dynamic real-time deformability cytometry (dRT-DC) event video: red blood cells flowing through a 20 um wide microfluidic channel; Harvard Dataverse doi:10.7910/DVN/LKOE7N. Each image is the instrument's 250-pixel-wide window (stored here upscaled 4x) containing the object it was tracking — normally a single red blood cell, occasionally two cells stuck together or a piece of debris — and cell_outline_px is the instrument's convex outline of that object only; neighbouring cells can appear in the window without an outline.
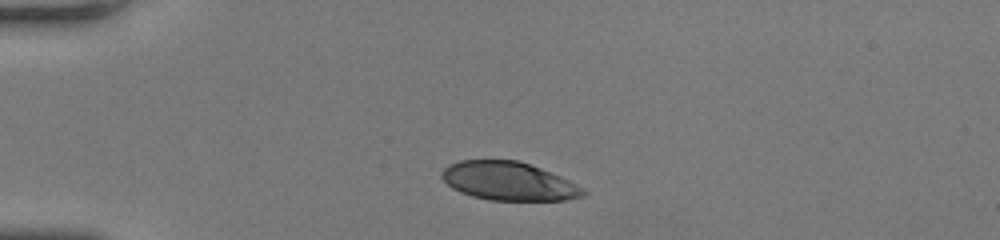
{"species": "human", "species_latin": "Homo sapiens", "temperature_condition": "room temperature", "stored_images_in_passage": 31, "camera_frame_rate_fps": 3000, "um_per_image_px": 0.085, "donor": {"sex": "female"}, "frame": {"image": 1, "passage_image": 1, "time_ms": 0.0, "image_size_px": [1000, 240], "cell_outline_px": [[588, 196], [568, 200], [488, 200], [472, 196], [460, 192], [452, 188], [440, 176], [440, 172], [444, 168], [460, 160], [516, 160], [540, 168], [560, 176], [568, 180], [588, 192]], "centroid_in_image_um": [43.24, 15.41], "position_along_channel_um": 41.8, "area_um2": 31.62}}
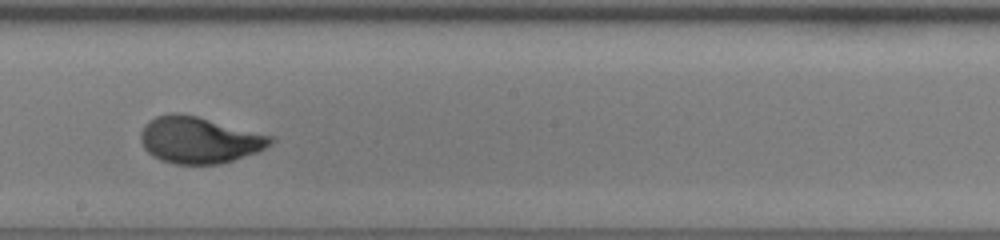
{"frame": {"image": 2, "passage_image": 18, "time_ms": 5.667, "image_size_px": [1000, 240], "cell_outline_px": [[276, 140], [272, 144], [256, 152], [220, 164], [176, 164], [160, 160], [152, 156], [144, 148], [140, 140], [140, 132], [144, 124], [148, 120], [156, 116], [168, 112], [172, 112], [196, 116], [276, 136]], "centroid_in_image_um": [16.93, 11.89], "position_along_channel_um": 231.3, "area_um2": 35.49}}
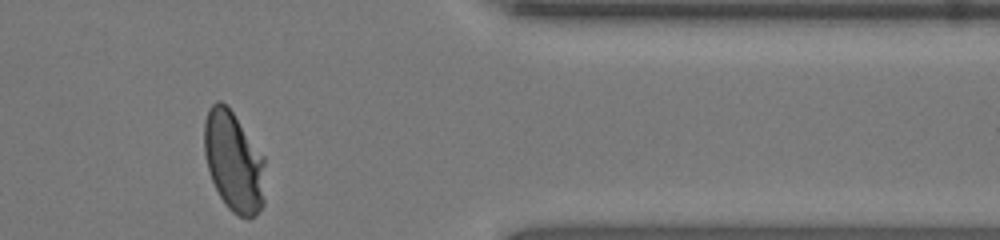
{"frame": {"image": 3, "passage_image": 31, "time_ms": 10.0, "image_size_px": [1000, 240], "cell_outline_px": [[264, 204], [256, 216], [240, 216], [232, 212], [228, 208], [220, 196], [212, 180], [208, 168], [204, 152], [204, 120], [208, 108], [216, 100], [220, 100], [232, 112], [264, 156]], "centroid_in_image_um": [19.86, 13.73], "position_along_channel_um": 391.5, "area_um2": 35.37}, "authors_computed_cell_mechanics": {"area_um2": 34.7378, "velocity_mm_per_s": 4.0678, "shape_relaxation_time_tau1_ms": 3.3183, "shape_relaxation_time_tau2_ms": null, "deformation_change_tau1": 0.1951, "deformation_change_tau2": null}}